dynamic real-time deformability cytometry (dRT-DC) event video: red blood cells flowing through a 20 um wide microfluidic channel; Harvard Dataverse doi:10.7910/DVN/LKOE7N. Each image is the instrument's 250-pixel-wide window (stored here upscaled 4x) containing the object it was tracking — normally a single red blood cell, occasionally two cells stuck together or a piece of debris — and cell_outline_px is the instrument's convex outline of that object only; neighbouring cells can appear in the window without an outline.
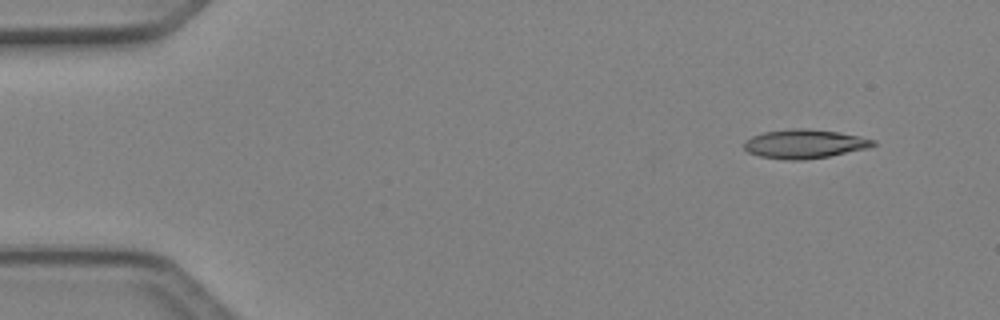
{"species": "Egyptian fruit bat (a non-hibernating species)", "species_latin": "Rousettus aegyptiacus", "temperature_condition": "cold", "stored_images_in_passage": 5, "camera_frame_rate_fps": 3000, "um_per_image_px": 0.085, "animal": {"sex": "female"}, "frame": {"image": 1, "passage_image": 2, "time_ms": 0.333, "image_size_px": [1000, 320], "cell_outline_px": [[876, 144], [868, 148], [828, 156], [804, 160], [788, 160], [760, 156], [748, 152], [744, 148], [744, 140], [752, 136], [764, 132], [792, 128], [808, 128], [840, 132], [860, 136], [876, 140]], "centroid_in_image_um": [68.39, 12.22], "position_along_channel_um": 16.6, "area_um2": 21.85}}
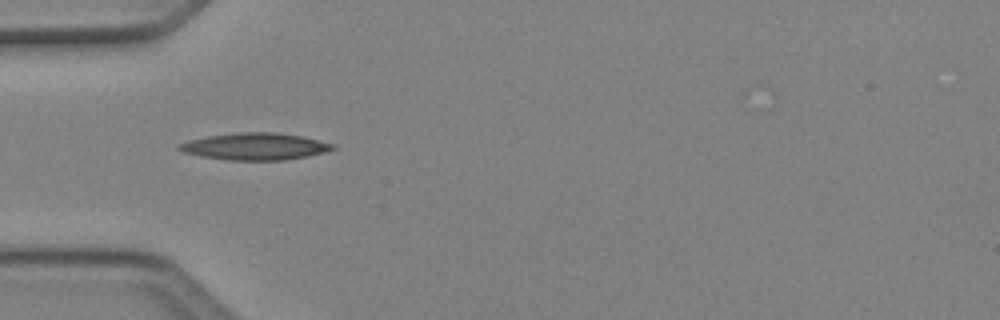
{"frame": {"image": 2, "passage_image": 5, "time_ms": 1.333, "image_size_px": [1000, 320], "cell_outline_px": [[336, 148], [324, 152], [288, 160], [228, 160], [200, 156], [184, 152], [176, 148], [176, 144], [188, 140], [208, 136], [236, 132], [276, 132], [300, 136], [336, 144]], "centroid_in_image_um": [21.65, 12.44], "position_along_channel_um": 63.3, "area_um2": 24.22}}